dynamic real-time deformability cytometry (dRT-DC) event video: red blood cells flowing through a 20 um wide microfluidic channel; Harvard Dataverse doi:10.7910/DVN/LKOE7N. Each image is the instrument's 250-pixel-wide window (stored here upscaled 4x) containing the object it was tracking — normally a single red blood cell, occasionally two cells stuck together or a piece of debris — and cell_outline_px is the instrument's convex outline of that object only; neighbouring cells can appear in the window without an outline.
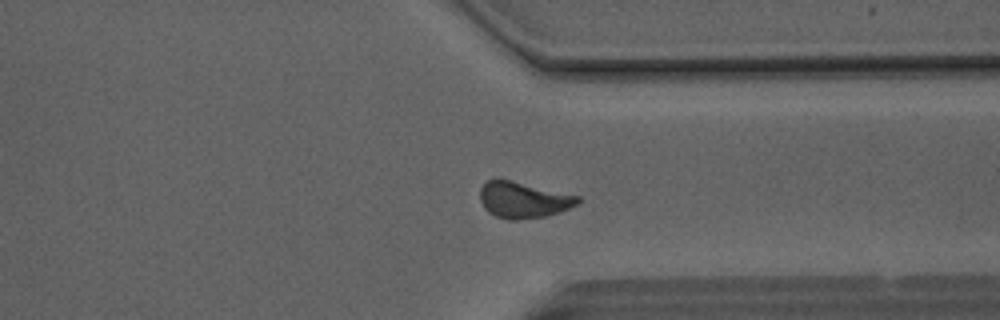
{"species": "Egyptian fruit bat (a non-hibernating species)", "species_latin": "Rousettus aegyptiacus", "temperature_condition": "room temperature", "stored_images_in_passage": 52, "segment_of_instrument_passage": [1, 2], "camera_frame_rate_fps": 3000, "um_per_image_px": 0.085, "animal": {"sex": "male"}, "frame": {"image": 1, "passage_image": 39, "time_ms": 12.667, "image_size_px": [1000, 320], "cell_outline_px": [[580, 200], [576, 204], [560, 212], [544, 216], [516, 220], [508, 220], [496, 216], [488, 212], [484, 208], [480, 200], [480, 188], [488, 180], [496, 176], [580, 196]], "centroid_in_image_um": [44.44, 16.96], "position_along_channel_um": 367.0, "area_um2": 20.87}}
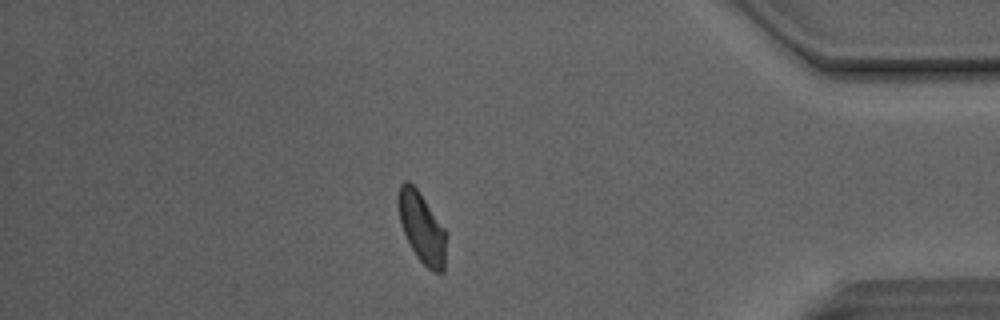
{"frame": {"image": 2, "passage_image": 44, "time_ms": 14.333, "image_size_px": [1000, 320], "cell_outline_px": [[448, 232], [444, 272], [432, 272], [416, 256], [404, 232], [400, 220], [400, 184], [404, 180], [408, 180], [416, 188]], "centroid_in_image_um": [35.93, 19.41], "position_along_channel_um": 399.3, "area_um2": 19.42}}